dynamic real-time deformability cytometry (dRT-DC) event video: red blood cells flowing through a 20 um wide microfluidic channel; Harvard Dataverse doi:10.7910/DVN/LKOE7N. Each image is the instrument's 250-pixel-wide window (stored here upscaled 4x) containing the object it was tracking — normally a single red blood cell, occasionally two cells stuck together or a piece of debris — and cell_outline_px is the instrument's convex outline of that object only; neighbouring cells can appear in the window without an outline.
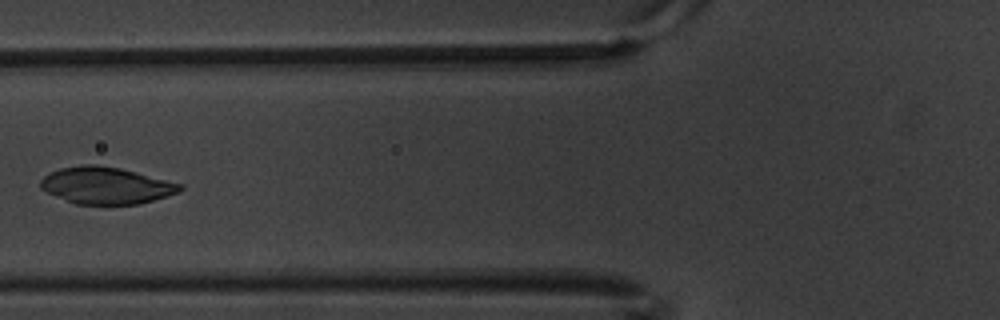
{"species": "common noctule bat (a hibernating species)", "species_latin": "Nyctalus noctula", "temperature_condition": "warm", "stored_images_in_passage": 7, "camera_frame_rate_fps": 3000, "um_per_image_px": 0.085, "animal": {"sex": "male", "body_mass_g": 20.1, "forearm_length_mm": 53.5}, "frame": {"image": 1, "passage_image": 7, "time_ms": 2.0, "image_size_px": [1000, 320], "cell_outline_px": [[184, 188], [180, 192], [168, 196], [136, 204], [76, 204], [48, 192], [40, 188], [40, 180], [44, 176], [60, 168], [84, 164], [96, 164], [120, 168], [184, 184]], "centroid_in_image_um": [9.05, 15.76], "position_along_channel_um": 116.7, "area_um2": 29.82}}